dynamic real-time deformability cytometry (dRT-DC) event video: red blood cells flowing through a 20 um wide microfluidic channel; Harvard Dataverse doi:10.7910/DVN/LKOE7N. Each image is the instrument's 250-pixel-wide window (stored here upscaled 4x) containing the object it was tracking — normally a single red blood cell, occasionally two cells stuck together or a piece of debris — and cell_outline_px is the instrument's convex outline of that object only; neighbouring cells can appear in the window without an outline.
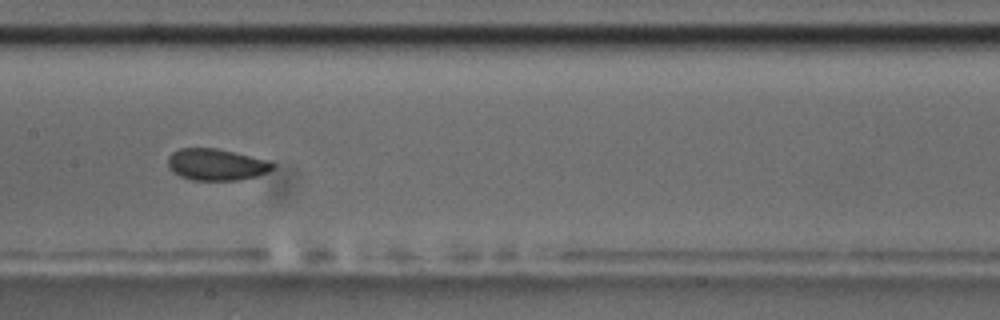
{"species": "common noctule bat (a hibernating species)", "species_latin": "Nyctalus noctula", "temperature_condition": "room temperature", "stored_images_in_passage": 6, "camera_frame_rate_fps": 3000, "um_per_image_px": 0.085, "animal": {"sex": "male", "body_mass_g": 17.5, "forearm_length_mm": 52.3}, "frame": {"image": 1, "passage_image": 5, "time_ms": 4.667, "image_size_px": [1000, 320], "cell_outline_px": [[276, 164], [268, 172], [256, 176], [240, 180], [192, 180], [180, 176], [172, 172], [168, 168], [168, 156], [172, 152], [180, 148], [216, 148], [268, 160]], "centroid_in_image_um": [18.36, 13.99], "position_along_channel_um": 189.0, "area_um2": 19.36}}